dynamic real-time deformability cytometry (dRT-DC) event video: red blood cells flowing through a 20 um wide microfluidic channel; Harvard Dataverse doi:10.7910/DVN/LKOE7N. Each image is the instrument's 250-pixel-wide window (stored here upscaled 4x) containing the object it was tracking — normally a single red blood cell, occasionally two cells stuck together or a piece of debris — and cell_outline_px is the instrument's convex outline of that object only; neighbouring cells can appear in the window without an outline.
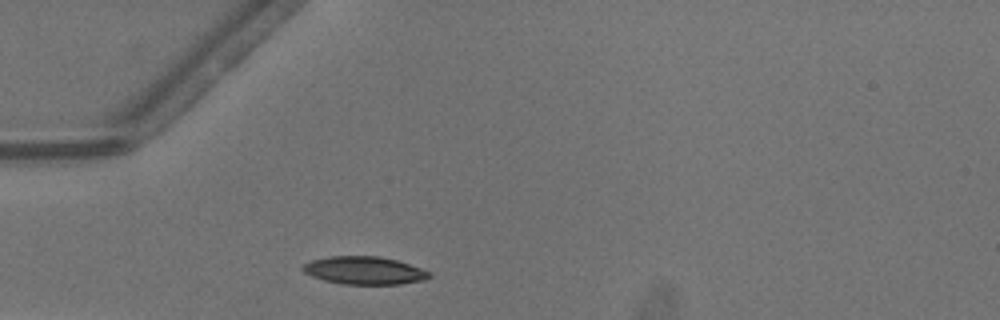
{"species": "common noctule bat (a hibernating species)", "species_latin": "Nyctalus noctula", "temperature_condition": "warm", "stored_images_in_passage": 25, "camera_frame_rate_fps": 3000, "um_per_image_px": 0.085, "animal": {"sex": "male", "body_mass_g": 13.3}, "frame": {"image": 1, "passage_image": 1, "time_ms": 0.0, "image_size_px": [1000, 320], "cell_outline_px": [[432, 276], [424, 280], [400, 284], [340, 284], [324, 280], [312, 276], [304, 272], [300, 268], [304, 264], [312, 260], [328, 256], [380, 256], [396, 260], [432, 272]], "centroid_in_image_um": [30.96, 22.99], "position_along_channel_um": 54.0, "area_um2": 20.58}}
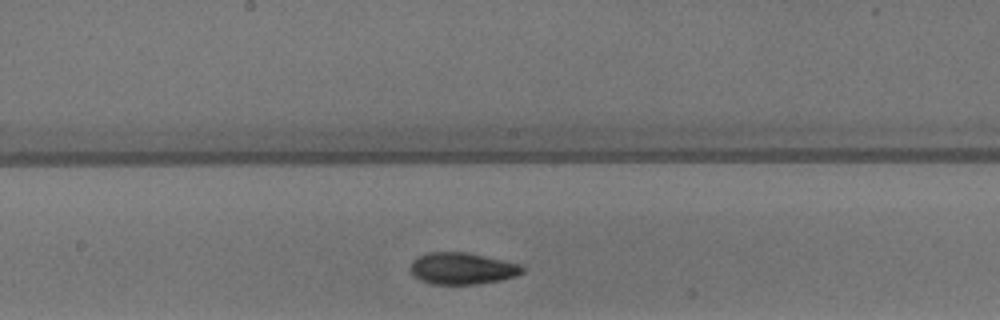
{"frame": {"image": 2, "passage_image": 13, "time_ms": 4.0, "image_size_px": [1000, 320], "cell_outline_px": [[524, 272], [516, 276], [500, 280], [476, 284], [428, 284], [412, 276], [412, 260], [428, 252], [468, 252], [520, 264], [524, 268]], "centroid_in_image_um": [39.29, 22.82], "position_along_channel_um": 208.9, "area_um2": 20.69}}
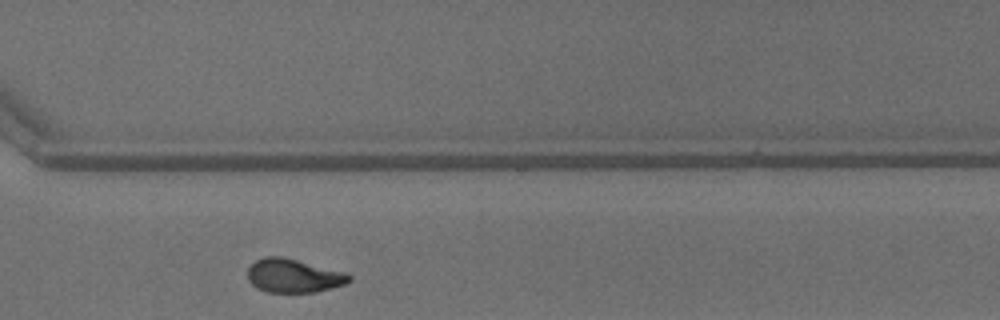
{"frame": {"image": 3, "passage_image": 23, "time_ms": 7.333, "image_size_px": [1000, 320], "cell_outline_px": [[352, 280], [344, 284], [332, 288], [316, 292], [268, 292], [256, 288], [248, 280], [248, 268], [256, 260], [264, 256], [284, 256], [348, 272], [352, 276]], "centroid_in_image_um": [24.99, 23.42], "position_along_channel_um": 345.6, "area_um2": 20.29}, "authors_computed_cell_mechanics": {"area_um2": 20.519, "velocity_mm_per_s": 4.1235, "shape_relaxation_time_tau1_ms": 4.5513, "shape_relaxation_time_tau2_ms": 1.7974, "deformation_change_tau1": 0.1635, "deformation_change_tau2": 0.0745}}